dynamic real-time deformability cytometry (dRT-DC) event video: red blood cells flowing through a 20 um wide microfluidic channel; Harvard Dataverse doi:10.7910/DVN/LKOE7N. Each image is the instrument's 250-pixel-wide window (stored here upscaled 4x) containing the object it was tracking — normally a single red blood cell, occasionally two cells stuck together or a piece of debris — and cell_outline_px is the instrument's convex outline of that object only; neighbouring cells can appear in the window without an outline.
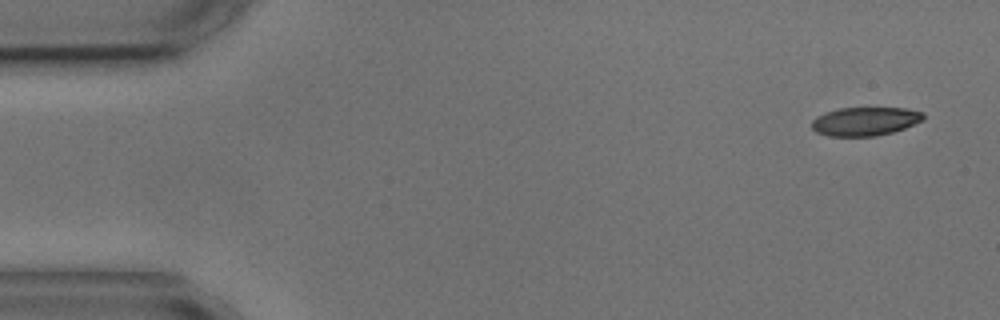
{"species": "common noctule bat (a hibernating species)", "species_latin": "Nyctalus noctula", "temperature_condition": "cold", "stored_images_in_passage": 5, "camera_frame_rate_fps": 3000, "um_per_image_px": 0.085, "animal": {"sex": "male", "body_mass_g": 17.9, "forearm_length_mm": 54.2}, "frame": {"image": 1, "passage_image": 1, "time_ms": 0.0, "image_size_px": [1000, 320], "cell_outline_px": [[924, 120], [904, 128], [892, 132], [876, 136], [828, 136], [816, 132], [812, 128], [812, 120], [816, 116], [824, 112], [840, 108], [904, 108], [924, 112]], "centroid_in_image_um": [73.52, 10.31], "position_along_channel_um": 11.5, "area_um2": 18.67}}
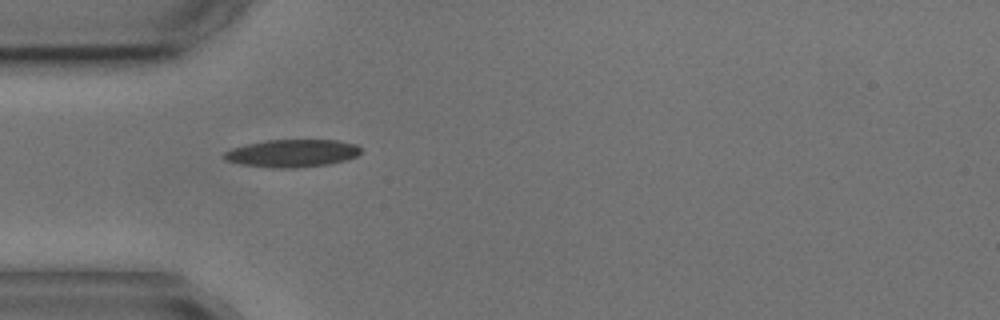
{"frame": {"image": 2, "passage_image": 4, "time_ms": 4.333, "image_size_px": [1000, 320], "cell_outline_px": [[360, 152], [356, 156], [344, 160], [328, 164], [296, 168], [272, 168], [240, 164], [224, 160], [220, 156], [224, 152], [232, 148], [248, 144], [268, 140], [336, 140], [356, 144], [360, 148]], "centroid_in_image_um": [24.78, 13.03], "position_along_channel_um": 60.2, "area_um2": 22.02}}